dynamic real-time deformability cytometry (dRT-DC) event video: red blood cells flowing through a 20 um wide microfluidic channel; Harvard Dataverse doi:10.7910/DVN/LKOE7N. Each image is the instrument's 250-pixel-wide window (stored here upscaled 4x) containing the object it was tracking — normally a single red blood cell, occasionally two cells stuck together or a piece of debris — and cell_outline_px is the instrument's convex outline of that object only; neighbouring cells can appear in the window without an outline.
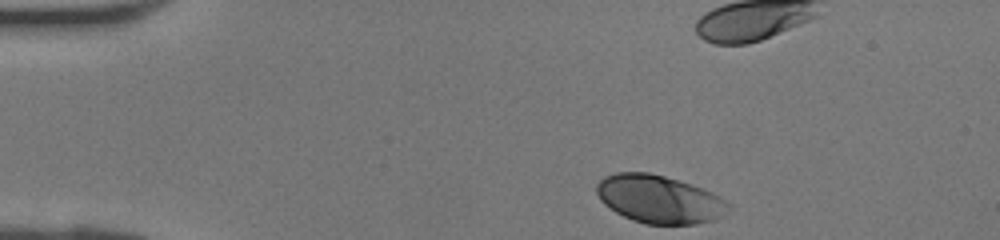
{"species": "human", "species_latin": "Homo sapiens", "temperature_condition": "room temperature", "stored_images_in_passage": 36, "camera_frame_rate_fps": 3000, "um_per_image_px": 0.085, "donor": {"sex": "female"}, "frame": {"image": 1, "passage_image": 1, "time_ms": 0.0, "image_size_px": [1000, 240], "cell_outline_px": [[732, 208], [712, 220], [696, 224], [644, 224], [632, 220], [616, 212], [604, 204], [600, 200], [596, 192], [596, 184], [604, 176], [616, 172], [648, 172], [664, 176], [692, 184], [704, 188], [720, 196], [732, 204]], "centroid_in_image_um": [56.04, 16.92], "position_along_channel_um": 29.0, "area_um2": 37.05}}
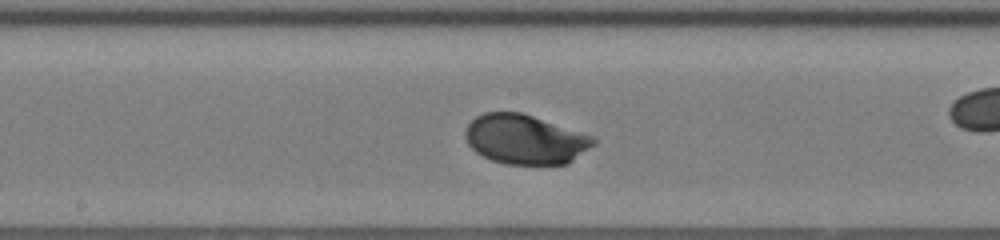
{"frame": {"image": 2, "passage_image": 16, "time_ms": 5.0, "image_size_px": [1000, 240], "cell_outline_px": [[600, 140], [596, 144], [568, 164], [508, 164], [492, 160], [476, 152], [468, 144], [464, 136], [464, 132], [468, 124], [476, 116], [484, 112], [520, 112], [596, 136]], "centroid_in_image_um": [44.68, 11.84], "position_along_channel_um": 203.5, "area_um2": 37.28}}
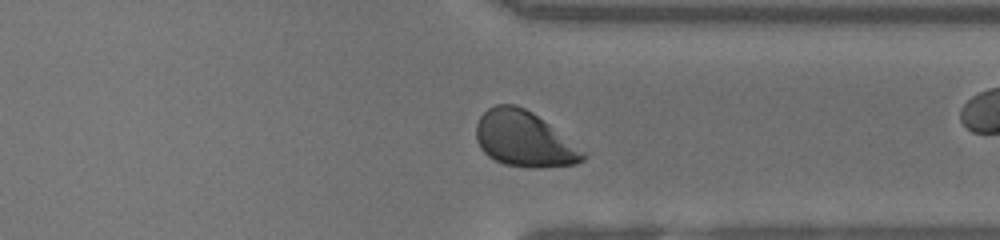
{"frame": {"image": 3, "passage_image": 26, "time_ms": 8.333, "image_size_px": [1000, 240], "cell_outline_px": [[588, 156], [584, 160], [576, 164], [540, 168], [524, 168], [504, 164], [488, 156], [480, 148], [476, 140], [476, 124], [480, 116], [488, 108], [496, 104], [516, 104], [532, 112], [548, 124], [584, 152]], "centroid_in_image_um": [44.51, 11.83], "position_along_channel_um": 366.9, "area_um2": 34.39}}